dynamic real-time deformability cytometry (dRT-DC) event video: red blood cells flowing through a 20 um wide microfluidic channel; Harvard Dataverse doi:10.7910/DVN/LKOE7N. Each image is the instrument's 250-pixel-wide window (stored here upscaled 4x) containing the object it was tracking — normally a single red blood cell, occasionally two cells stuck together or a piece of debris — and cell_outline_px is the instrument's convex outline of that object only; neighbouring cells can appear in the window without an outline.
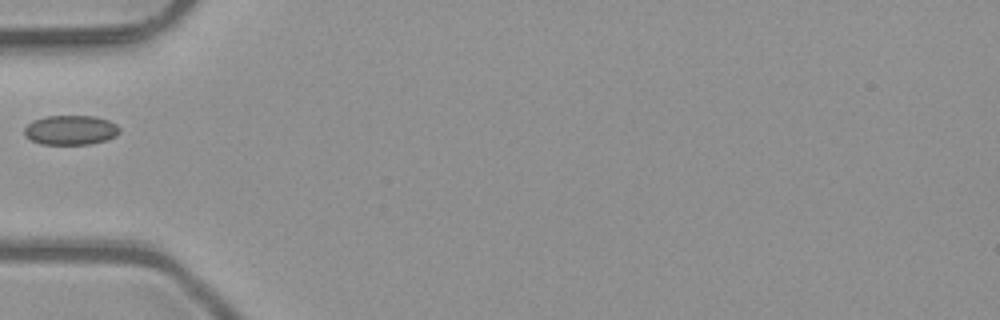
{"species": "common noctule bat (a hibernating species)", "species_latin": "Nyctalus noctula", "temperature_condition": "room temperature", "stored_images_in_passage": 4, "camera_frame_rate_fps": 3000, "um_per_image_px": 0.085, "animal": {"sex": "male", "body_mass_g": 23.1, "forearm_length_mm": 52.7}, "frame": {"image": 1, "passage_image": 3, "time_ms": 0.667, "image_size_px": [1000, 320], "cell_outline_px": [[120, 132], [116, 136], [92, 144], [40, 144], [32, 140], [24, 132], [24, 128], [32, 120], [44, 116], [96, 116], [108, 120], [116, 124], [120, 128]], "centroid_in_image_um": [6.02, 11.04], "position_along_channel_um": 79.0, "area_um2": 16.42}}
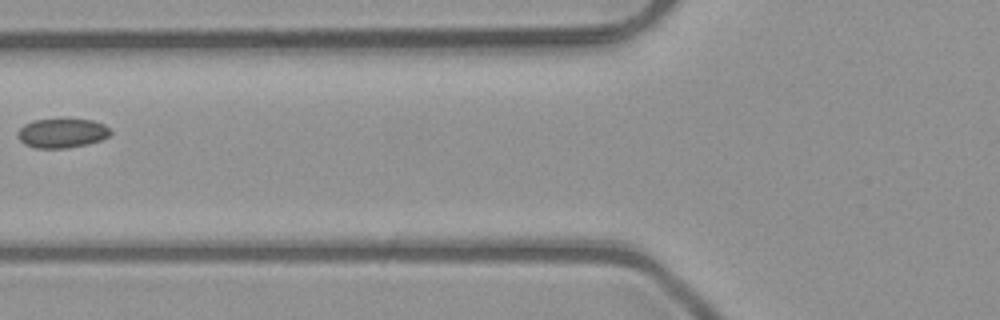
{"frame": {"image": 2, "passage_image": 4, "time_ms": 1.0, "image_size_px": [1000, 320], "cell_outline_px": [[112, 132], [108, 136], [100, 140], [88, 144], [64, 148], [36, 148], [24, 144], [20, 140], [16, 132], [24, 124], [32, 120], [64, 116], [92, 120], [104, 124]], "centroid_in_image_um": [5.25, 11.26], "position_along_channel_um": 120.5, "area_um2": 16.53}}